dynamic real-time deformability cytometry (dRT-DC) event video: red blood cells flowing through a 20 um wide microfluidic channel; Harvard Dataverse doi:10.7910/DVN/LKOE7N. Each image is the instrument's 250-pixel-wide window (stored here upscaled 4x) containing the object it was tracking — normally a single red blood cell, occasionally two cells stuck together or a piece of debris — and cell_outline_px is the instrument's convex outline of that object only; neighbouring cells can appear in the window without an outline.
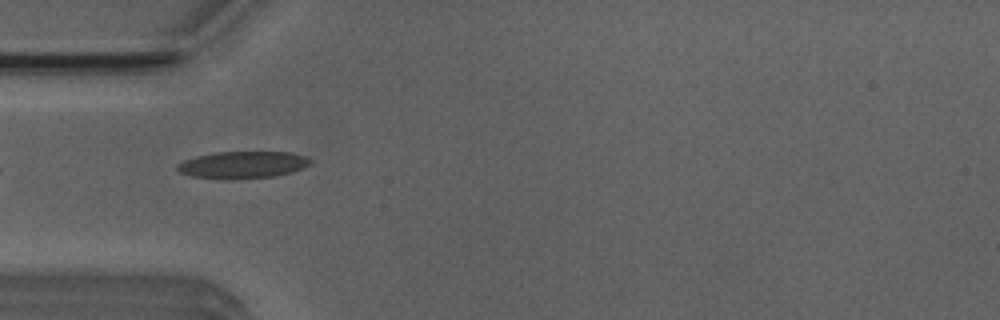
{"species": "Egyptian fruit bat (a non-hibernating species)", "species_latin": "Rousettus aegyptiacus", "temperature_condition": "room temperature", "stored_images_in_passage": 3, "camera_frame_rate_fps": 3000, "um_per_image_px": 0.085, "animal": {"sex": "male"}, "frame": {"image": 1, "passage_image": 1, "time_ms": 0.0, "image_size_px": [1000, 320], "cell_outline_px": [[312, 160], [308, 164], [292, 172], [272, 176], [232, 180], [224, 180], [192, 176], [180, 172], [176, 168], [176, 164], [184, 160], [196, 156], [212, 152], [292, 152], [304, 156]], "centroid_in_image_um": [20.56, 14.01], "position_along_channel_um": 64.4, "area_um2": 21.04}}